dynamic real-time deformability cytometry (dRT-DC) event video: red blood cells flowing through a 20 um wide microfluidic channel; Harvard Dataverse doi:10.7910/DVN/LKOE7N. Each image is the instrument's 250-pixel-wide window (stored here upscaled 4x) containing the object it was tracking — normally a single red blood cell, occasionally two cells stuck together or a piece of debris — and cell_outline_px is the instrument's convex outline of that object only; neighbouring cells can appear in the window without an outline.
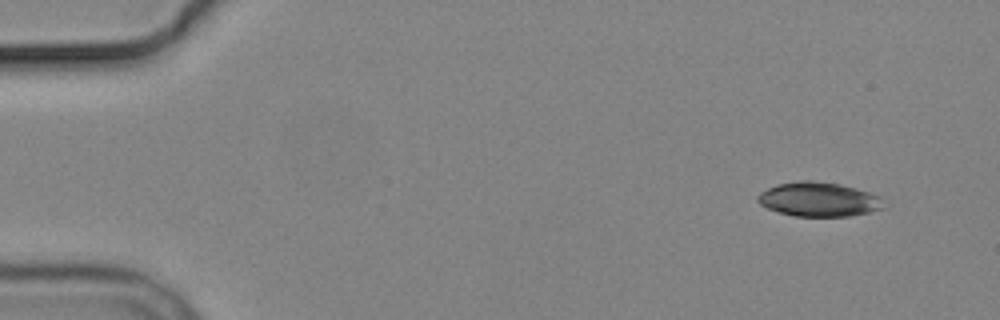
{"species": "common noctule bat (a hibernating species)", "species_latin": "Nyctalus noctula", "temperature_condition": "cold", "stored_images_in_passage": 4, "camera_frame_rate_fps": 3000, "um_per_image_px": 0.085, "animal": {"sex": "male", "body_mass_g": 19.2, "forearm_length_mm": 51.8}, "frame": {"image": 1, "passage_image": 1, "time_ms": 0.0, "image_size_px": [1000, 320], "cell_outline_px": [[884, 208], [868, 212], [848, 216], [796, 216], [780, 212], [768, 208], [760, 204], [756, 200], [756, 196], [760, 192], [768, 188], [780, 184], [800, 180], [812, 180], [840, 184], [856, 188], [880, 196]], "centroid_in_image_um": [69.58, 16.94], "position_along_channel_um": 15.4, "area_um2": 24.97}}